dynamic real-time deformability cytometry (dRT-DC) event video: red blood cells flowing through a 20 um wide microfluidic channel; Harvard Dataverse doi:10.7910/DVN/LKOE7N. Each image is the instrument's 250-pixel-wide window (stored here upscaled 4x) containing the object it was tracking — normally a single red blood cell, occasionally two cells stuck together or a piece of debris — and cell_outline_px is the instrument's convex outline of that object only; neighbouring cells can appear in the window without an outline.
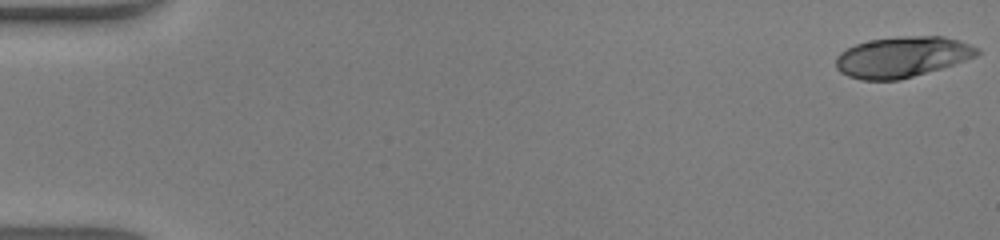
{"species": "human", "species_latin": "Homo sapiens", "temperature_condition": "warm", "stored_images_in_passage": 48, "camera_frame_rate_fps": 3000, "um_per_image_px": 0.085, "donor": {"sex": "male"}, "frame": {"image": 1, "passage_image": 1, "time_ms": 0.0, "image_size_px": [1000, 240], "cell_outline_px": [[980, 52], [976, 56], [940, 68], [900, 80], [860, 80], [848, 76], [840, 72], [836, 68], [836, 56], [840, 52], [856, 44], [872, 40], [896, 36], [944, 36], [960, 40], [980, 48]], "centroid_in_image_um": [76.68, 4.83], "position_along_channel_um": 8.3, "area_um2": 33.47}}
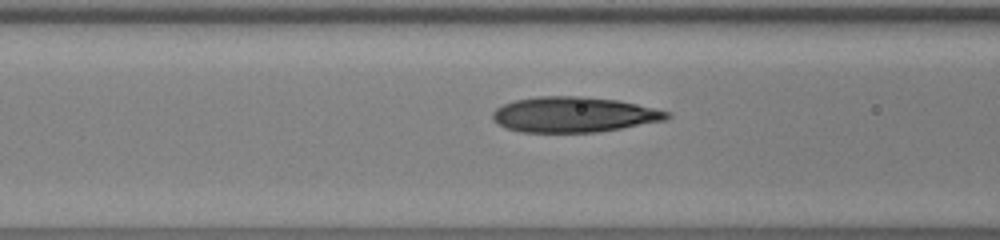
{"frame": {"image": 2, "passage_image": 20, "time_ms": 6.333, "image_size_px": [1000, 240], "cell_outline_px": [[672, 116], [664, 120], [620, 128], [596, 132], [520, 132], [504, 128], [492, 120], [492, 112], [496, 108], [504, 104], [516, 100], [536, 96], [584, 96], [620, 100], [672, 112]], "centroid_in_image_um": [48.76, 9.73], "position_along_channel_um": 117.8, "area_um2": 36.13}}
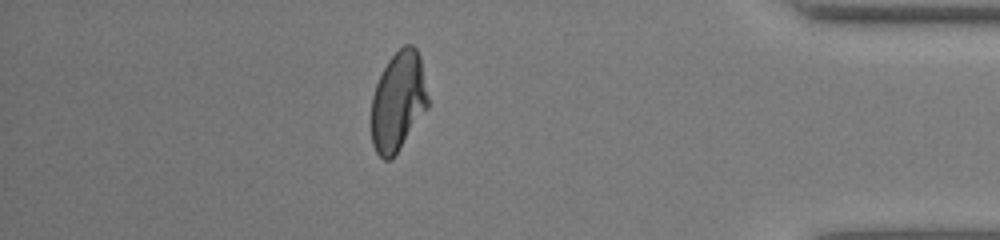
{"frame": {"image": 3, "passage_image": 42, "time_ms": 13.667, "image_size_px": [1000, 240], "cell_outline_px": [[428, 108], [400, 148], [388, 160], [384, 160], [376, 152], [372, 144], [372, 96], [376, 84], [388, 60], [404, 44], [412, 44], [416, 48], [420, 56], [428, 96]], "centroid_in_image_um": [33.85, 8.6], "position_along_channel_um": 401.4, "area_um2": 32.54}, "authors_computed_cell_mechanics": {"area_um2": 34.5066, "velocity_mm_per_s": 4.3632, "shape_relaxation_time_tau1_ms": null, "shape_relaxation_time_tau2_ms": 0.9085, "deformation_change_tau1": null, "deformation_change_tau2": 0.0689}}